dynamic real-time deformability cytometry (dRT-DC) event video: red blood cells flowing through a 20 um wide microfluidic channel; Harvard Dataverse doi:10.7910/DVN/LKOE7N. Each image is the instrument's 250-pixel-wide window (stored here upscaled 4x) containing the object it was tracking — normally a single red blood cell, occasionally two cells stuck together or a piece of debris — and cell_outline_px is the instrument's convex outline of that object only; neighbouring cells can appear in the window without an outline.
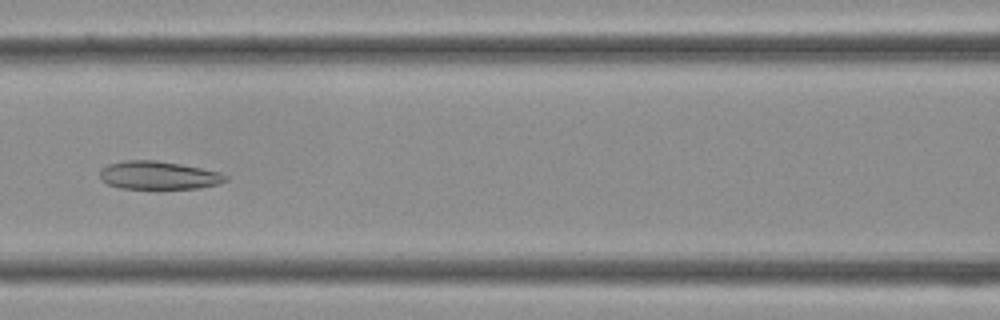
{"species": "Egyptian fruit bat (a non-hibernating species)", "species_latin": "Rousettus aegyptiacus", "temperature_condition": "cold", "stored_images_in_passage": 36, "camera_frame_rate_fps": 3000, "um_per_image_px": 0.085, "frame": {"image": 1, "passage_image": 16, "time_ms": 5.0, "image_size_px": [1000, 320], "cell_outline_px": [[228, 180], [220, 184], [200, 188], [160, 192], [120, 188], [108, 184], [100, 180], [100, 168], [108, 164], [124, 160], [156, 160], [180, 164], [220, 172], [228, 176]], "centroid_in_image_um": [13.47, 14.96], "position_along_channel_um": 153.1, "area_um2": 21.85}}
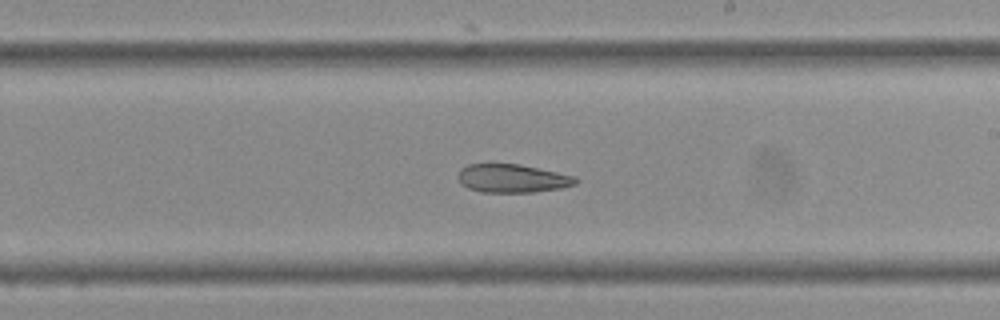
{"frame": {"image": 2, "passage_image": 21, "time_ms": 6.667, "image_size_px": [1000, 320], "cell_outline_px": [[580, 180], [576, 184], [560, 188], [536, 192], [484, 192], [468, 188], [460, 184], [460, 168], [468, 164], [492, 160], [520, 164], [576, 176]], "centroid_in_image_um": [43.53, 15.11], "position_along_channel_um": 245.5, "area_um2": 20.17}}
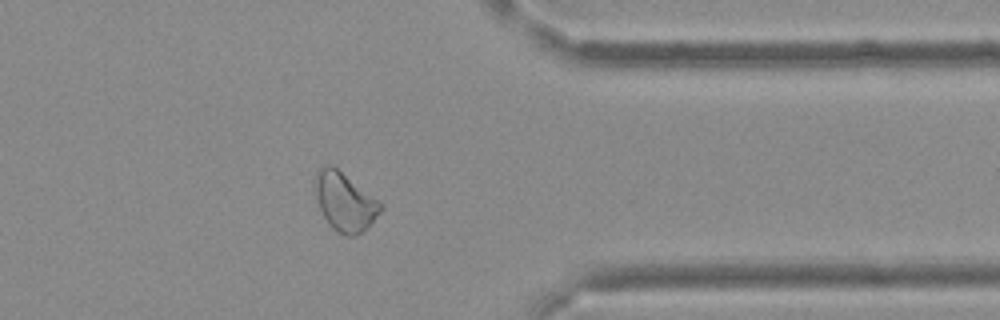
{"frame": {"image": 3, "passage_image": 29, "time_ms": 9.333, "image_size_px": [1000, 320], "cell_outline_px": [[384, 208], [356, 236], [344, 236], [332, 228], [324, 216], [312, 192], [312, 184], [316, 172], [324, 164], [332, 164], [380, 200], [384, 204]], "centroid_in_image_um": [29.26, 17.09], "position_along_channel_um": 382.1, "area_um2": 22.72}}